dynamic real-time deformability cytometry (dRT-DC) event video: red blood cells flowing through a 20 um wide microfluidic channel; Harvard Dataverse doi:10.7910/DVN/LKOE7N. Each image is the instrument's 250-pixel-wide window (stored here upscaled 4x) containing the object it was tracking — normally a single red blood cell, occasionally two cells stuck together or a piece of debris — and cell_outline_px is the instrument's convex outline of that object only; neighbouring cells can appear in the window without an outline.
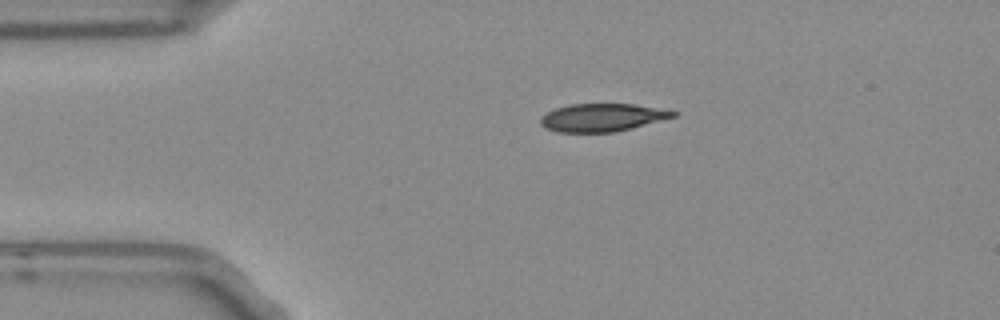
{"species": "Egyptian fruit bat (a non-hibernating species)", "species_latin": "Rousettus aegyptiacus", "temperature_condition": "room temperature", "stored_images_in_passage": 2, "camera_frame_rate_fps": 3000, "um_per_image_px": 0.085, "frame": {"image": 1, "passage_image": 1, "time_ms": 0.0, "image_size_px": [1000, 320], "cell_outline_px": [[676, 116], [632, 128], [612, 132], [560, 132], [544, 128], [540, 124], [540, 116], [556, 108], [572, 104], [632, 104], [676, 112]], "centroid_in_image_um": [51.12, 9.99], "position_along_channel_um": 33.9, "area_um2": 21.21}}